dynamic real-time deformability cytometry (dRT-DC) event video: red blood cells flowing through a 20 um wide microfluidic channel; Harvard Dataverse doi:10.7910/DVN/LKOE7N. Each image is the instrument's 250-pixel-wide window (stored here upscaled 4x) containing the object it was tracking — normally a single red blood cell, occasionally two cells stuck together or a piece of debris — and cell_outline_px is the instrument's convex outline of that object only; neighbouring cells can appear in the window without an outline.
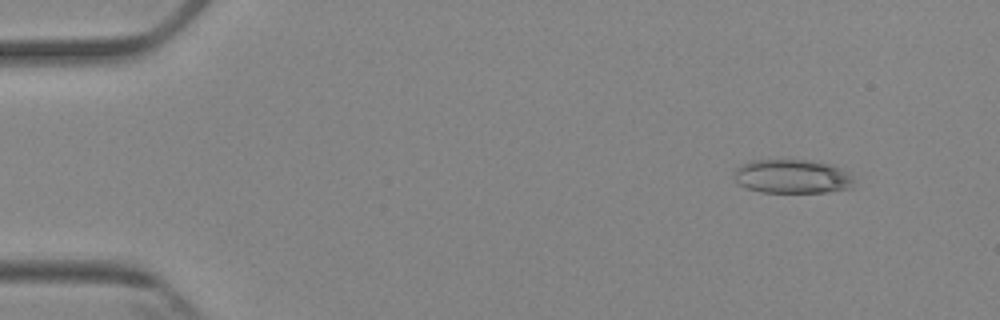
{"species": "Egyptian fruit bat (a non-hibernating species)", "species_latin": "Rousettus aegyptiacus", "temperature_condition": "cold", "stored_images_in_passage": 4, "camera_frame_rate_fps": 3000, "um_per_image_px": 0.085, "animal": {"sex": "female"}, "frame": {"image": 1, "passage_image": 1, "time_ms": 0.0, "image_size_px": [1000, 320], "cell_outline_px": [[852, 188], [828, 192], [760, 192], [748, 188], [740, 184], [736, 180], [736, 168], [740, 164], [752, 160], [812, 160], [832, 164], [848, 172], [852, 176]], "centroid_in_image_um": [67.37, 14.99], "position_along_channel_um": 17.6, "area_um2": 23.7}}
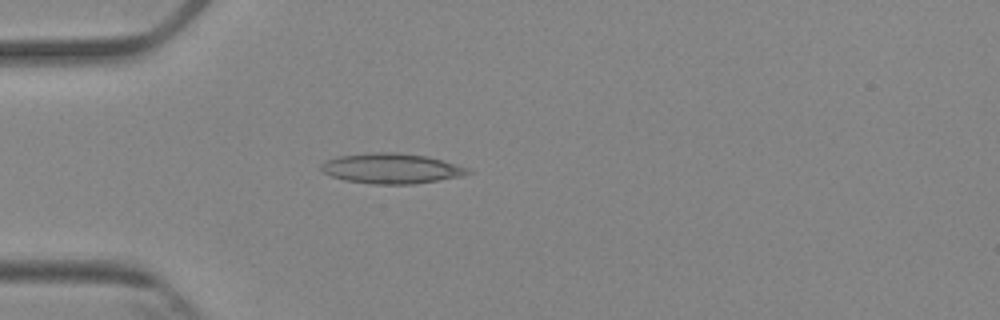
{"frame": {"image": 2, "passage_image": 4, "time_ms": 3.333, "image_size_px": [1000, 320], "cell_outline_px": [[472, 172], [460, 176], [440, 180], [416, 184], [372, 184], [344, 180], [332, 176], [324, 172], [320, 168], [320, 164], [328, 160], [340, 156], [376, 152], [396, 152], [428, 156], [456, 164], [468, 168]], "centroid_in_image_um": [33.28, 14.32], "position_along_channel_um": 51.7, "area_um2": 25.72}}